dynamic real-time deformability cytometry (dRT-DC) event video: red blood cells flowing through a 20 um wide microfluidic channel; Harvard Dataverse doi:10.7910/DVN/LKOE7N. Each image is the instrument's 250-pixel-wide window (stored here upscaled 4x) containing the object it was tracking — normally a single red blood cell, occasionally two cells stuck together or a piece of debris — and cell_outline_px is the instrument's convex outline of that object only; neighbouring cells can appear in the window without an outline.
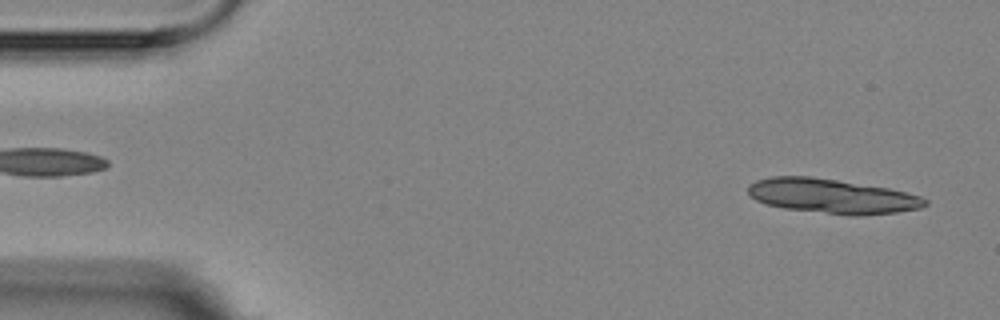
{"species": "Egyptian fruit bat (a non-hibernating species)", "species_latin": "Rousettus aegyptiacus", "temperature_condition": "room temperature", "stored_images_in_passage": 3, "segment_of_instrument_passage": [2, 2], "camera_frame_rate_fps": 3000, "um_per_image_px": 0.085, "animal": {"sex": "female"}, "frame": {"image": 1, "passage_image": 3, "time_ms": 2.333, "image_size_px": [1000, 320], "cell_outline_px": [[928, 204], [920, 208], [896, 212], [864, 216], [852, 216], [784, 208], [764, 204], [756, 200], [748, 192], [748, 184], [756, 180], [772, 176], [812, 176], [888, 188], [920, 196], [928, 200]], "centroid_in_image_um": [70.71, 16.67], "position_along_channel_um": 14.3, "area_um2": 35.72}}